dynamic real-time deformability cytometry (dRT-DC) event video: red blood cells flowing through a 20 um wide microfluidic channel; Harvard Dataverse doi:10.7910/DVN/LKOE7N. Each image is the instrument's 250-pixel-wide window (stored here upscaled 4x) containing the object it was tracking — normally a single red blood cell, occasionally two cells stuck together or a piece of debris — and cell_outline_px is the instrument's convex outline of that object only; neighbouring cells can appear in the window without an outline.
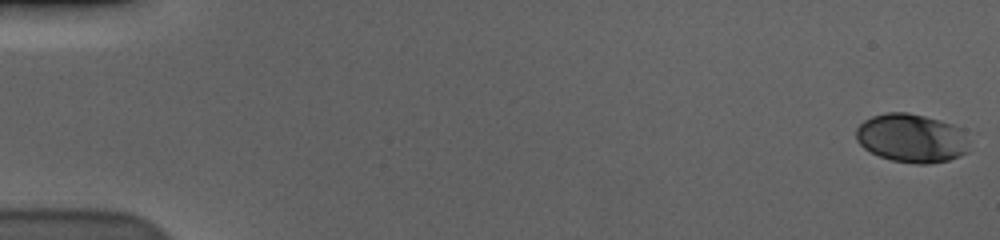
{"species": "human", "species_latin": "Homo sapiens", "temperature_condition": "cold", "stored_images_in_passage": 59, "camera_frame_rate_fps": 3000, "um_per_image_px": 0.085, "donor": {"sex": "male"}, "frame": {"image": 1, "passage_image": 1, "time_ms": 0.0, "image_size_px": [1000, 240], "cell_outline_px": [[964, 152], [948, 160], [928, 164], [920, 164], [892, 160], [880, 156], [864, 148], [856, 140], [856, 128], [864, 120], [872, 116], [884, 112], [908, 112], [940, 120], [964, 128]], "centroid_in_image_um": [77.41, 11.71], "position_along_channel_um": 7.6, "area_um2": 31.67}}
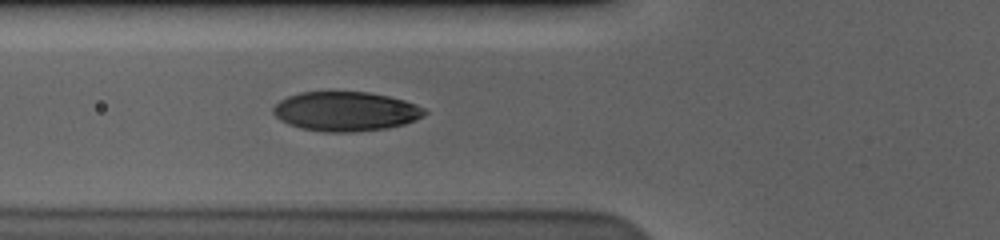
{"frame": {"image": 2, "passage_image": 23, "time_ms": 7.333, "image_size_px": [1000, 240], "cell_outline_px": [[428, 112], [424, 116], [416, 120], [404, 124], [388, 128], [352, 132], [324, 132], [300, 128], [288, 124], [280, 120], [272, 112], [272, 108], [280, 100], [288, 96], [300, 92], [368, 92], [388, 96], [404, 100], [416, 104], [424, 108]], "centroid_in_image_um": [29.39, 9.47], "position_along_channel_um": 96.4, "area_um2": 34.91}}
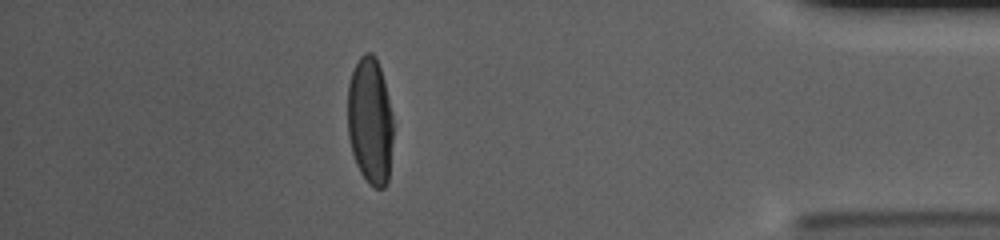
{"frame": {"image": 3, "passage_image": 52, "time_ms": 17.0, "image_size_px": [1000, 240], "cell_outline_px": [[392, 140], [388, 184], [384, 188], [376, 188], [368, 184], [360, 172], [356, 164], [352, 152], [348, 136], [348, 84], [352, 72], [360, 56], [364, 52], [372, 52], [376, 56], [380, 68], [392, 116]], "centroid_in_image_um": [31.44, 10.31], "position_along_channel_um": 403.8, "area_um2": 33.7}, "authors_computed_cell_mechanics": {"area_um2": 34.391, "velocity_mm_per_s": 3.5846, "shape_relaxation_time_tau1_ms": 3.4717, "shape_relaxation_time_tau2_ms": null, "deformation_change_tau1": 0.1597, "deformation_change_tau2": null}}